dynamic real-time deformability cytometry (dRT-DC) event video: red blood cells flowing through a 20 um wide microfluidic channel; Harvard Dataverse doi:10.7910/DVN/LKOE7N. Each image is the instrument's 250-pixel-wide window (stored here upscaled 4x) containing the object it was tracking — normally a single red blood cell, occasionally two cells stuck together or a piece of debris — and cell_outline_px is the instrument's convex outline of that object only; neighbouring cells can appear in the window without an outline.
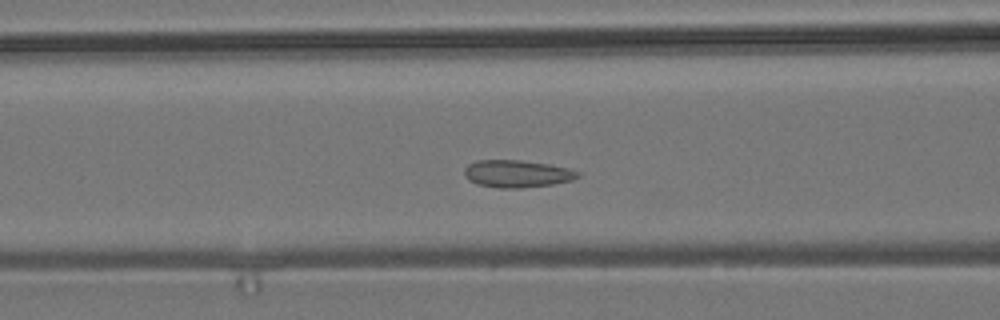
{"species": "common noctule bat (a hibernating species)", "species_latin": "Nyctalus noctula", "temperature_condition": "room temperature", "stored_images_in_passage": 36, "camera_frame_rate_fps": 3000, "um_per_image_px": 0.085, "animal": {"sex": "male", "body_mass_g": 19.2, "forearm_length_mm": 51.8}, "frame": {"image": 1, "passage_image": 16, "time_ms": 5.0, "image_size_px": [1000, 320], "cell_outline_px": [[580, 176], [572, 180], [552, 184], [520, 188], [500, 188], [476, 184], [468, 180], [464, 176], [464, 168], [468, 164], [476, 160], [520, 160], [548, 164], [568, 168], [580, 172]], "centroid_in_image_um": [43.91, 14.76], "position_along_channel_um": 122.7, "area_um2": 18.15}}
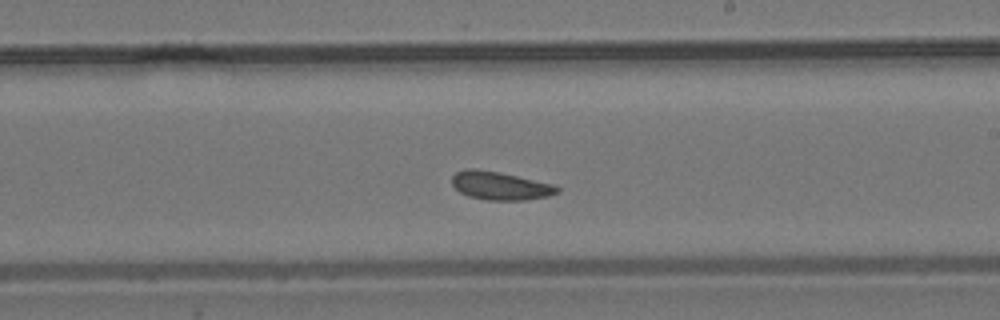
{"frame": {"image": 2, "passage_image": 26, "time_ms": 8.333, "image_size_px": [1000, 320], "cell_outline_px": [[560, 192], [548, 196], [524, 200], [488, 200], [468, 196], [460, 192], [452, 184], [452, 176], [456, 172], [464, 168], [476, 168], [500, 172], [556, 184], [560, 188]], "centroid_in_image_um": [42.54, 15.77], "position_along_channel_um": 246.5, "area_um2": 17.57}}
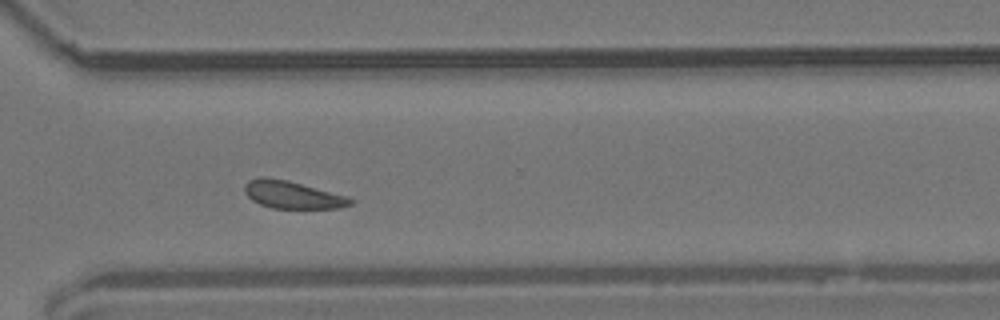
{"frame": {"image": 3, "passage_image": 34, "time_ms": 11.0, "image_size_px": [1000, 320], "cell_outline_px": [[352, 204], [340, 208], [272, 208], [260, 204], [252, 200], [244, 192], [244, 184], [248, 180], [260, 176], [268, 176], [288, 180], [348, 196], [352, 200]], "centroid_in_image_um": [24.82, 16.53], "position_along_channel_um": 345.8, "area_um2": 17.11}, "authors_computed_cell_mechanics": {"area_um2": 17.6868, "velocity_mm_per_s": 3.7147, "shape_relaxation_time_tau1_ms": null, "shape_relaxation_time_tau2_ms": 1.8483, "deformation_change_tau1": null, "deformation_change_tau2": 0.0797}}